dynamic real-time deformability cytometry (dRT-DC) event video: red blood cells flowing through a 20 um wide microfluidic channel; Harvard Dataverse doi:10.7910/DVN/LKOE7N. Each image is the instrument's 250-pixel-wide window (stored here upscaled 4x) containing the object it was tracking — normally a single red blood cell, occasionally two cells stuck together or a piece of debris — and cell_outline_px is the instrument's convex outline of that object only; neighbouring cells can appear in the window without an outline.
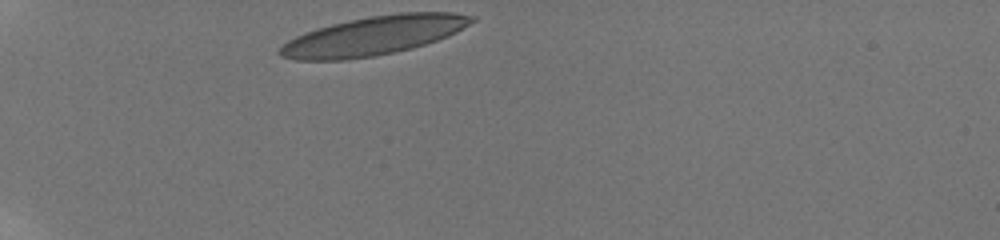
{"species": "human", "species_latin": "Homo sapiens", "temperature_condition": "room temperature", "stored_images_in_passage": 42, "camera_frame_rate_fps": 3000, "um_per_image_px": 0.085, "donor": {"sex": "male"}, "frame": {"image": 1, "passage_image": 1, "time_ms": 0.0, "image_size_px": [1000, 240], "cell_outline_px": [[476, 20], [456, 32], [448, 36], [412, 48], [376, 56], [344, 60], [296, 60], [280, 56], [276, 52], [288, 40], [304, 32], [316, 28], [348, 20], [372, 16], [400, 12], [452, 12], [476, 16]], "centroid_in_image_um": [31.75, 3.03], "position_along_channel_um": 53.2, "area_um2": 43.47}}
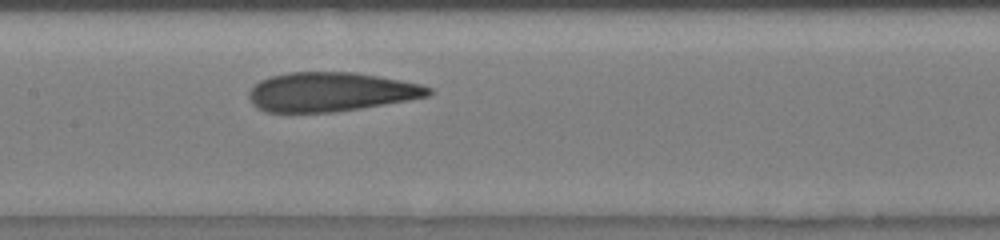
{"frame": {"image": 2, "passage_image": 17, "time_ms": 4.333, "image_size_px": [1000, 240], "cell_outline_px": [[432, 92], [428, 96], [408, 100], [336, 112], [264, 112], [256, 108], [252, 104], [248, 96], [248, 92], [260, 80], [268, 76], [288, 72], [356, 72], [380, 76], [420, 84], [432, 88]], "centroid_in_image_um": [28.08, 7.81], "position_along_channel_um": 179.3, "area_um2": 41.15}}
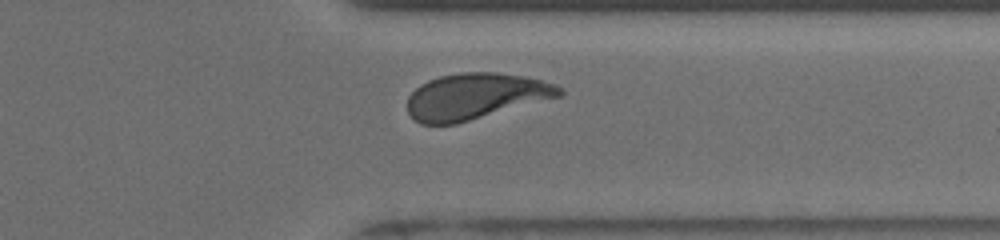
{"frame": {"image": 3, "passage_image": 37, "time_ms": 9.333, "image_size_px": [1000, 240], "cell_outline_px": [[564, 92], [560, 96], [456, 124], [420, 124], [408, 112], [408, 96], [420, 84], [428, 80], [440, 76], [460, 72], [496, 72], [524, 76], [556, 84]], "centroid_in_image_um": [40.39, 8.18], "position_along_channel_um": 371.0, "area_um2": 40.58}, "authors_computed_cell_mechanics": {"area_um2": 41.7605, "velocity_mm_per_s": 3.8337, "shape_relaxation_time_tau1_ms": 5.7001, "shape_relaxation_time_tau2_ms": 1.2455, "deformation_change_tau1": 0.2055, "deformation_change_tau2": 0.1015}}